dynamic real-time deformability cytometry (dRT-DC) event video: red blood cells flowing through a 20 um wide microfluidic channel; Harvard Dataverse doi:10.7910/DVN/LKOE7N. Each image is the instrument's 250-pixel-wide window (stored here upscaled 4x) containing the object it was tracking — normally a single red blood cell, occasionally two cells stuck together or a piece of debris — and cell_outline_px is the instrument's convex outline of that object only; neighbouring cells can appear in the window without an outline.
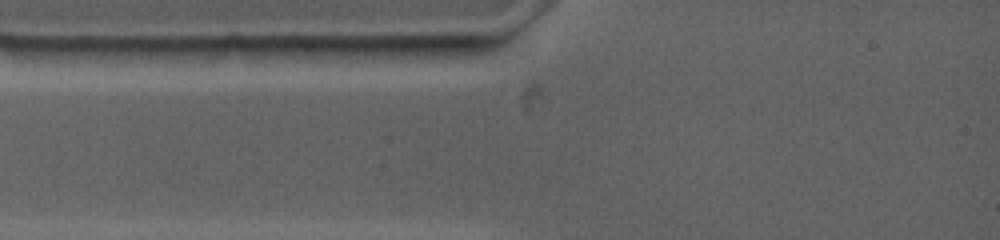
{"species": "common noctule bat (a hibernating species)", "species_latin": "Nyctalus noctula", "temperature_condition": "warm", "stored_images_in_passage": 4, "camera_frame_rate_fps": 4500, "um_per_image_px": 0.085, "animal": {"sex": "female", "body_mass_g": 19.0, "forearm_length_mm": 53.3}, "frame": {"image": 1, "passage_image": 2, "time_ms": 0.444, "image_size_px": [1000, 240], "cell_outline_px": [[444, 48], [416, 56], [296, 60], [280, 48], [300, 44], [444, 44]], "centroid_in_image_um": [30.4, 4.31], "position_along_channel_um": 54.6, "area_um2": 14.62}}